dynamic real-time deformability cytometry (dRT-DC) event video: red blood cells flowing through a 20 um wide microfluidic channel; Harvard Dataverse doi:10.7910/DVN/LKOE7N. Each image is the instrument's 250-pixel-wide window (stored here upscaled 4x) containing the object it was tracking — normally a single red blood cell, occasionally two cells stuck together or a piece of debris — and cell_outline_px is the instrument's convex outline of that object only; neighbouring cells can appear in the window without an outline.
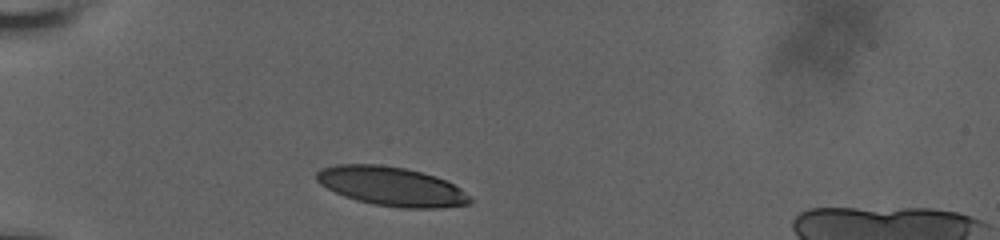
{"species": "human", "species_latin": "Homo sapiens", "temperature_condition": "room temperature", "stored_images_in_passage": 3, "camera_frame_rate_fps": 3000, "um_per_image_px": 0.085, "donor": {"sex": "male"}, "frame": {"image": 1, "passage_image": 1, "time_ms": 0.0, "image_size_px": [1000, 240], "cell_outline_px": [[472, 200], [468, 204], [444, 208], [404, 208], [376, 204], [356, 200], [344, 196], [320, 184], [316, 180], [316, 172], [320, 168], [336, 164], [376, 164], [404, 168], [436, 176], [460, 188], [472, 196]], "centroid_in_image_um": [33.28, 15.84], "position_along_channel_um": 51.7, "area_um2": 34.85}}
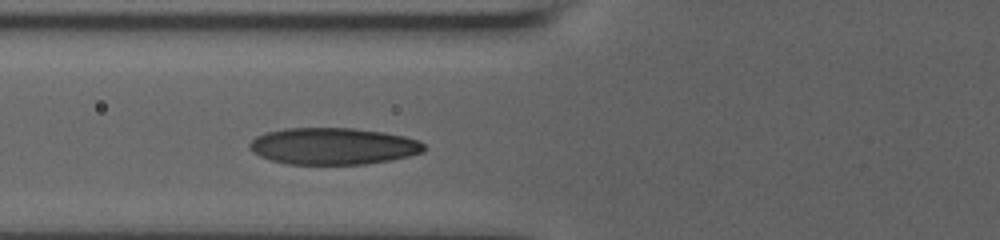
{"frame": {"image": 2, "passage_image": 3, "time_ms": 2.0, "image_size_px": [1000, 240], "cell_outline_px": [[428, 148], [424, 152], [392, 160], [364, 164], [288, 164], [272, 160], [260, 156], [252, 152], [248, 144], [256, 136], [268, 132], [284, 128], [356, 128], [384, 132], [404, 136], [420, 140]], "centroid_in_image_um": [28.36, 12.42], "position_along_channel_um": 97.4, "area_um2": 37.57}}